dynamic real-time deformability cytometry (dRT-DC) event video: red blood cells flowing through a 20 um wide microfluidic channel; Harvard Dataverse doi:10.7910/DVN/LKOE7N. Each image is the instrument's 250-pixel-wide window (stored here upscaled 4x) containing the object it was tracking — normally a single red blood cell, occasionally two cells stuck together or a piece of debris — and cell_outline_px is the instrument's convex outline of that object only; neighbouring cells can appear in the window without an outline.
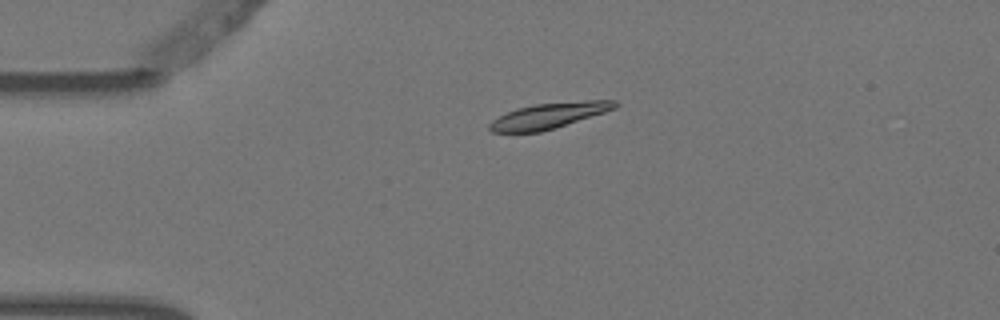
{"species": "Egyptian fruit bat (a non-hibernating species)", "species_latin": "Rousettus aegyptiacus", "temperature_condition": "warm", "stored_images_in_passage": 5, "camera_frame_rate_fps": 3000, "um_per_image_px": 0.085, "animal": {"sex": "female"}, "frame": {"image": 1, "passage_image": 4, "time_ms": 1.0, "image_size_px": [1000, 320], "cell_outline_px": [[620, 104], [616, 108], [604, 112], [540, 132], [492, 132], [488, 128], [488, 124], [492, 120], [516, 108], [536, 104], [588, 100], [616, 100]], "centroid_in_image_um": [46.65, 9.82], "position_along_channel_um": 38.4, "area_um2": 18.44}}